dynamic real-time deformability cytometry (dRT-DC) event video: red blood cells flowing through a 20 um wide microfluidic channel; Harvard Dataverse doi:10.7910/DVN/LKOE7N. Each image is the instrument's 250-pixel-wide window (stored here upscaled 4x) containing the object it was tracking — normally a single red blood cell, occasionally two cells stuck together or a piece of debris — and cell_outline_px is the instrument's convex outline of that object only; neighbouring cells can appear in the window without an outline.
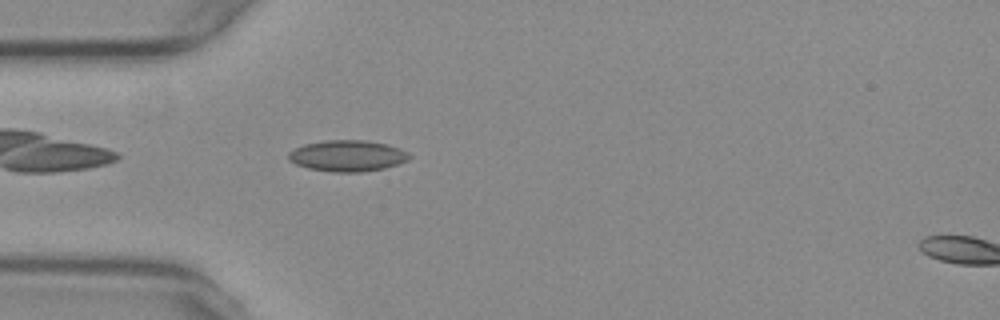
{"species": "common noctule bat (a hibernating species)", "species_latin": "Nyctalus noctula", "temperature_condition": "warm", "stored_images_in_passage": 40, "camera_frame_rate_fps": 3000, "um_per_image_px": 0.085, "animal": {"sex": "female", "body_mass_g": 29.2, "forearm_length_mm": 56.3}, "frame": {"image": 1, "passage_image": 1, "time_ms": 0.0, "image_size_px": [1000, 320], "cell_outline_px": [[412, 156], [408, 160], [384, 168], [360, 172], [336, 172], [308, 168], [296, 164], [288, 160], [288, 152], [304, 144], [324, 140], [364, 140], [388, 144], [400, 148], [408, 152]], "centroid_in_image_um": [29.54, 13.23], "position_along_channel_um": 55.5, "area_um2": 21.96}}
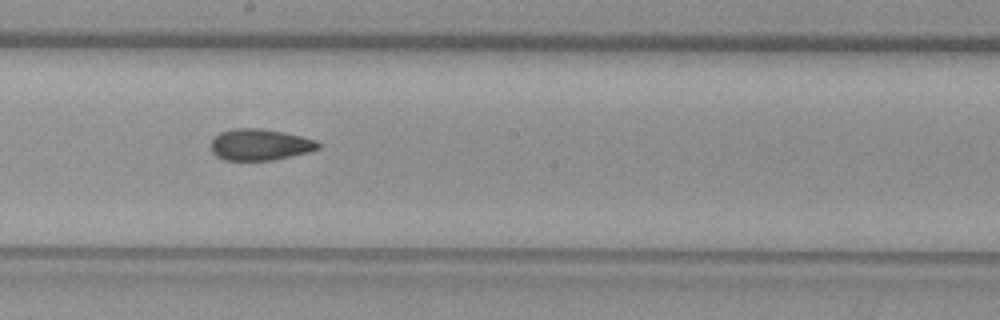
{"frame": {"image": 2, "passage_image": 15, "time_ms": 4.667, "image_size_px": [1000, 320], "cell_outline_px": [[320, 148], [308, 152], [272, 160], [224, 160], [216, 156], [212, 152], [212, 140], [220, 132], [232, 128], [260, 128], [284, 132], [316, 140], [320, 144]], "centroid_in_image_um": [22.09, 12.29], "position_along_channel_um": 226.1, "area_um2": 19.54}}
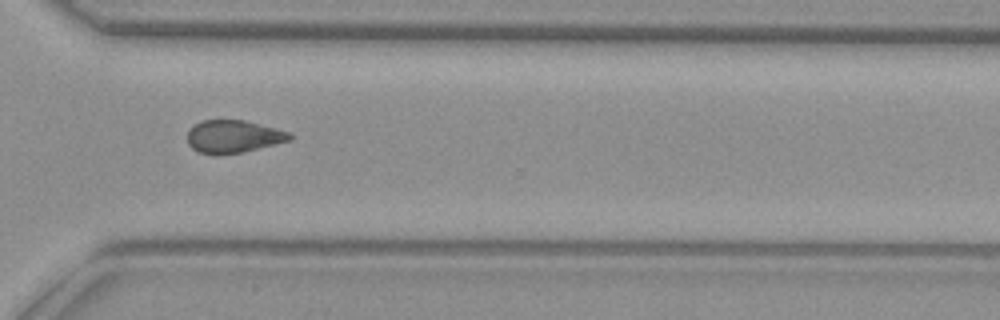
{"frame": {"image": 3, "passage_image": 25, "time_ms": 8.0, "image_size_px": [1000, 320], "cell_outline_px": [[292, 140], [276, 144], [240, 152], [200, 152], [192, 148], [188, 144], [188, 132], [196, 124], [204, 120], [244, 120], [292, 132]], "centroid_in_image_um": [19.9, 11.57], "position_along_channel_um": 350.7, "area_um2": 18.9}, "authors_computed_cell_mechanics": {"area_um2": 20.1722, "velocity_mm_per_s": 3.751, "shape_relaxation_time_tau1_ms": null, "shape_relaxation_time_tau2_ms": 4.0037, "deformation_change_tau1": null, "deformation_change_tau2": 0.0972}}